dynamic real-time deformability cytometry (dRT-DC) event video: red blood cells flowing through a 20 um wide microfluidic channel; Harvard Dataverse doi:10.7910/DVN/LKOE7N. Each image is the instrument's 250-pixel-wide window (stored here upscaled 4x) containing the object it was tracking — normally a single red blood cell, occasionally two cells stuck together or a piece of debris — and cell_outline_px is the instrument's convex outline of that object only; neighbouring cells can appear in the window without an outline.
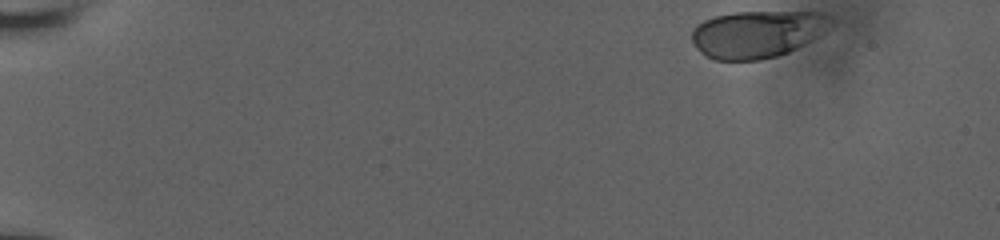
{"species": "human", "species_latin": "Homo sapiens", "temperature_condition": "room temperature", "stored_images_in_passage": 44, "camera_frame_rate_fps": 3000, "um_per_image_px": 0.085, "donor": {"sex": "male"}, "frame": {"image": 1, "passage_image": 1, "time_ms": 0.0, "image_size_px": [1000, 240], "cell_outline_px": [[832, 24], [796, 48], [788, 52], [776, 56], [760, 60], [712, 60], [700, 52], [696, 48], [692, 40], [692, 28], [696, 24], [704, 20], [716, 16], [736, 12], [820, 12], [832, 16]], "centroid_in_image_um": [64.29, 2.89], "position_along_channel_um": 20.7, "area_um2": 37.92}}
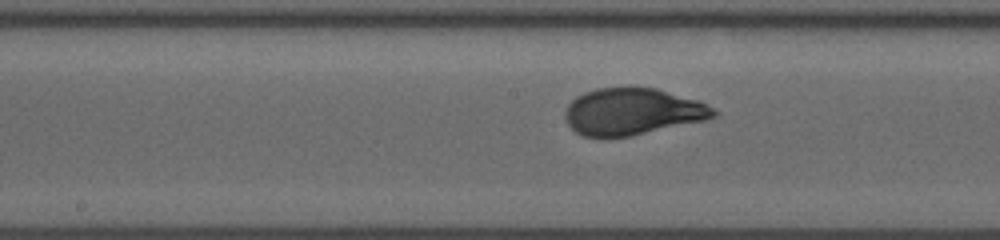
{"frame": {"image": 2, "passage_image": 26, "time_ms": 8.333, "image_size_px": [1000, 240], "cell_outline_px": [[720, 112], [716, 116], [704, 120], [632, 136], [608, 140], [604, 140], [584, 136], [576, 132], [568, 124], [564, 116], [564, 112], [568, 104], [576, 96], [584, 92], [596, 88], [628, 84], [632, 84], [656, 88], [696, 100], [708, 104], [716, 108]], "centroid_in_image_um": [53.72, 9.48], "position_along_channel_um": 194.5, "area_um2": 41.96}}
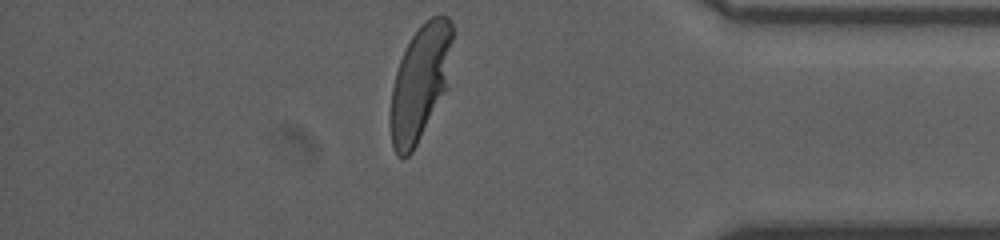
{"frame": {"image": 3, "passage_image": 44, "time_ms": 14.333, "image_size_px": [1000, 240], "cell_outline_px": [[452, 40], [448, 88], [412, 152], [404, 160], [396, 156], [392, 144], [388, 120], [392, 88], [396, 72], [400, 60], [412, 36], [420, 24], [424, 20], [432, 16], [448, 16], [452, 20]], "centroid_in_image_um": [35.7, 7.06], "position_along_channel_um": 399.5, "area_um2": 42.19}, "authors_computed_cell_mechanics": {"area_um2": 40.4889, "velocity_mm_per_s": 3.7895, "shape_relaxation_time_tau1_ms": 2.5889, "shape_relaxation_time_tau2_ms": null, "deformation_change_tau1": 0.1397, "deformation_change_tau2": null}}